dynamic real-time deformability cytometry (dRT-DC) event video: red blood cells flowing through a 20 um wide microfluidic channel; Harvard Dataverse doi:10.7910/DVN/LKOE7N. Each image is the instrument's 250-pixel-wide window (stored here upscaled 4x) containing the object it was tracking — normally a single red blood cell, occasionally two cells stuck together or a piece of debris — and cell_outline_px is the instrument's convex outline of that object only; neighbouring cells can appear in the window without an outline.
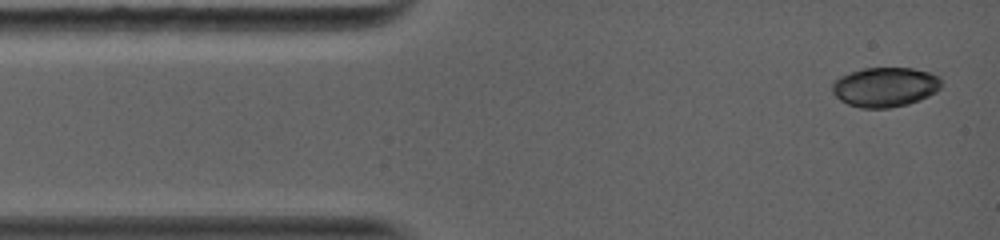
{"species": "common noctule bat (a hibernating species)", "species_latin": "Nyctalus noctula", "temperature_condition": "warm", "stored_images_in_passage": 36, "camera_frame_rate_fps": 5000, "um_per_image_px": 0.085, "animal": {"sex": "female", "body_mass_g": 19.0, "forearm_length_mm": 56.7}, "frame": {"image": 1, "passage_image": 1, "time_ms": 0.0, "image_size_px": [1000, 240], "cell_outline_px": [[940, 88], [936, 92], [920, 100], [908, 104], [888, 108], [860, 108], [848, 104], [840, 100], [832, 92], [832, 84], [840, 76], [864, 68], [912, 68], [928, 72], [940, 76]], "centroid_in_image_um": [75.23, 7.4], "position_along_channel_um": 9.8, "area_um2": 25.14}}
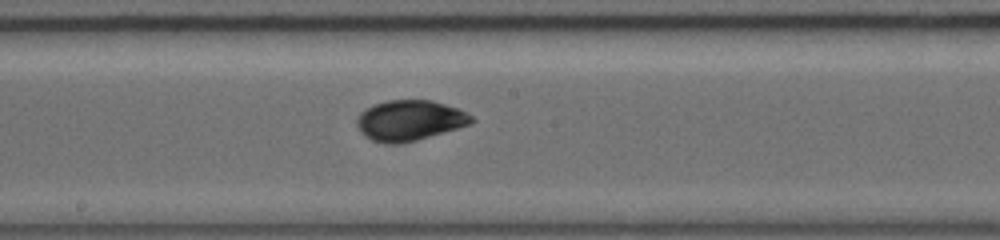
{"frame": {"image": 2, "passage_image": 16, "time_ms": 6.4, "image_size_px": [1000, 240], "cell_outline_px": [[476, 120], [472, 124], [416, 140], [400, 144], [384, 144], [372, 140], [364, 136], [360, 132], [356, 124], [356, 120], [360, 112], [372, 104], [388, 100], [432, 100], [456, 108], [472, 116]], "centroid_in_image_um": [34.78, 10.24], "position_along_channel_um": 213.4, "area_um2": 27.17}}
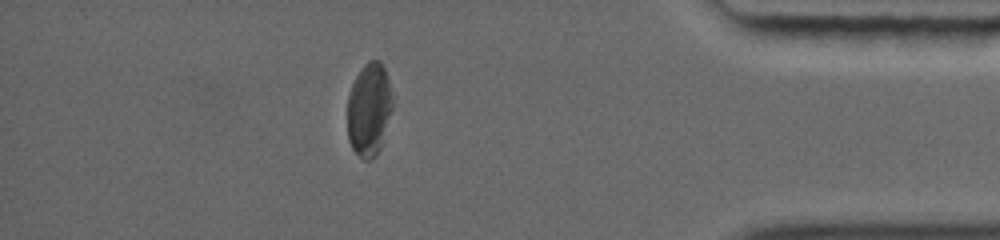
{"frame": {"image": 3, "passage_image": 31, "time_ms": 11.8, "image_size_px": [1000, 240], "cell_outline_px": [[392, 108], [380, 148], [376, 156], [372, 160], [364, 160], [352, 148], [348, 140], [348, 96], [352, 84], [360, 68], [368, 60], [380, 60], [384, 68], [388, 80], [392, 100]], "centroid_in_image_um": [31.36, 9.3], "position_along_channel_um": 403.8, "area_um2": 24.33}, "authors_computed_cell_mechanics": {"area_um2": 26.1834, "velocity_mm_per_s": 4.1814, "shape_relaxation_time_tau1_ms": 2.9729, "shape_relaxation_time_tau2_ms": 2.5445, "deformation_change_tau1": 0.1135, "deformation_change_tau2": 0.0506}}